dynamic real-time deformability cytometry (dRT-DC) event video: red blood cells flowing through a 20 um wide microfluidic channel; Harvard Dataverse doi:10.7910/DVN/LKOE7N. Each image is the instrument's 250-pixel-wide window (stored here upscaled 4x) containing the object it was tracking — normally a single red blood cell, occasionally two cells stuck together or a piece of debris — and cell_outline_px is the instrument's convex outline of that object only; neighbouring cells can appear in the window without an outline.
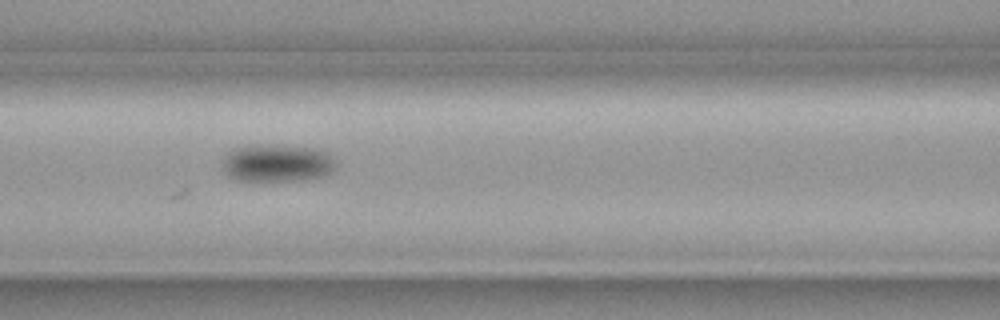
{"species": "common noctule bat (a hibernating species)", "species_latin": "Nyctalus noctula", "temperature_condition": "cold", "stored_images_in_passage": 5, "camera_frame_rate_fps": 3000, "um_per_image_px": 0.085, "animal": {"sex": "female", "body_mass_g": 19.3, "forearm_length_mm": 54.1}, "frame": {"image": 1, "passage_image": 5, "time_ms": 1.333, "image_size_px": [1000, 320], "cell_outline_px": [[340, 160], [336, 168], [332, 172], [324, 176], [304, 180], [236, 180], [228, 176], [224, 172], [220, 164], [224, 156], [228, 152], [236, 148], [256, 144], [276, 144], [316, 148], [328, 152]], "centroid_in_image_um": [23.61, 13.84], "position_along_channel_um": 143.0, "area_um2": 25.66}}